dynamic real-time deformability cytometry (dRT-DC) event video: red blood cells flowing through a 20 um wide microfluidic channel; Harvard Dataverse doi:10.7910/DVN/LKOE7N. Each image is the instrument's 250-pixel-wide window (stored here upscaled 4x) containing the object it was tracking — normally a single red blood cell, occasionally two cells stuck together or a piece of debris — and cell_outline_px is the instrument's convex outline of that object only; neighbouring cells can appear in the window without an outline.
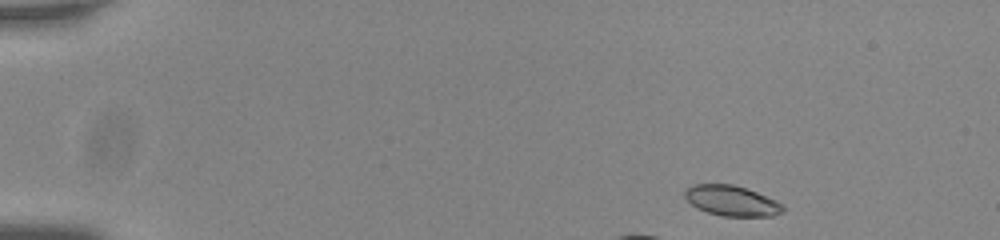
{"species": "common noctule bat (a hibernating species)", "species_latin": "Nyctalus noctula", "temperature_condition": "room temperature", "stored_images_in_passage": 41, "camera_frame_rate_fps": 3000, "um_per_image_px": 0.085, "animal": {"sex": "male", "body_mass_g": 20.0, "forearm_length_mm": 53.3}, "frame": {"image": 1, "passage_image": 1, "time_ms": 0.0, "image_size_px": [1000, 240], "cell_outline_px": [[784, 212], [772, 216], [720, 216], [696, 208], [684, 196], [684, 192], [692, 184], [732, 184], [756, 192], [776, 200], [784, 204]], "centroid_in_image_um": [62.21, 17.07], "position_along_channel_um": 22.8, "area_um2": 17.34}, "authors_computed_cell_mechanics": {"area_um2": 21.7328, "velocity_mm_per_s": 3.6805, "shape_relaxation_time_tau1_ms": 2.644, "shape_relaxation_time_tau2_ms": null, "deformation_change_tau1": 0.1029, "deformation_change_tau2": null}}